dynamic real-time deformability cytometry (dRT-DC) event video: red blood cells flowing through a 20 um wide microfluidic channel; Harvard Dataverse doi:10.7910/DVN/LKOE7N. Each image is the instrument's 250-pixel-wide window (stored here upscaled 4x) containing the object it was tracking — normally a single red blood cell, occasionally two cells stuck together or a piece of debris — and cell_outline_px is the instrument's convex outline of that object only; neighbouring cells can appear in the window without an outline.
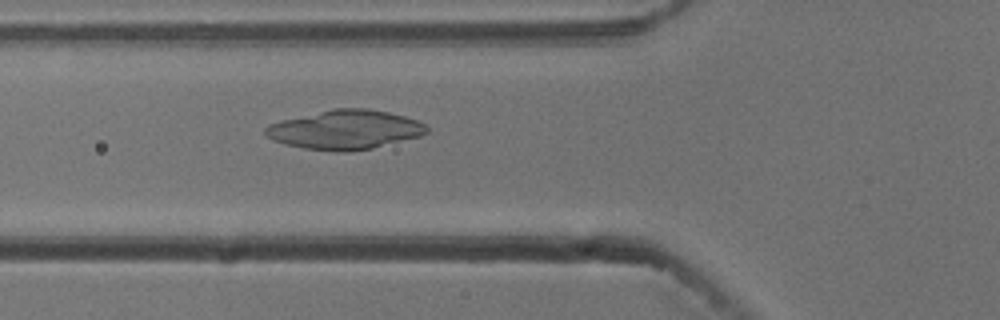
{"species": "common noctule bat (a hibernating species)", "species_latin": "Nyctalus noctula", "temperature_condition": "cold", "stored_images_in_passage": 40, "camera_frame_rate_fps": 3000, "um_per_image_px": 0.085, "animal": {"sex": "male", "body_mass_g": 13.3}, "frame": {"image": 1, "passage_image": 6, "time_ms": 1.667, "image_size_px": [1000, 320], "cell_outline_px": [[428, 132], [420, 136], [372, 148], [344, 152], [340, 152], [304, 148], [284, 144], [272, 140], [264, 132], [264, 128], [268, 124], [280, 120], [332, 108], [368, 108], [388, 112], [404, 116], [416, 120], [424, 124], [428, 128]], "centroid_in_image_um": [29.3, 11.01], "position_along_channel_um": 96.5, "area_um2": 36.88}}
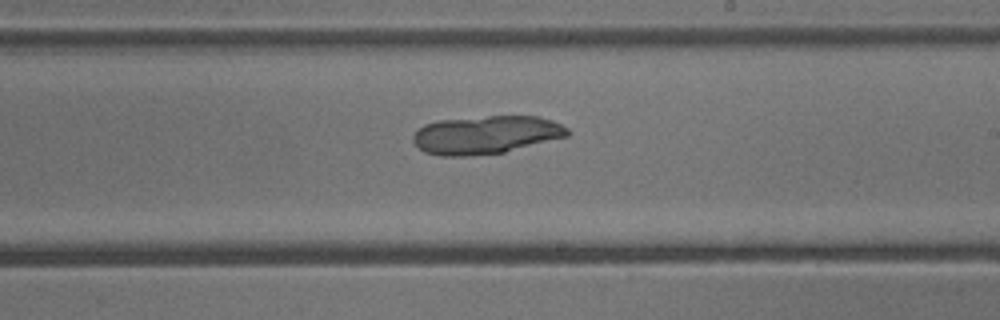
{"frame": {"image": 2, "passage_image": 18, "time_ms": 5.667, "image_size_px": [1000, 320], "cell_outline_px": [[572, 132], [568, 136], [504, 152], [464, 156], [440, 156], [424, 152], [412, 140], [412, 136], [424, 124], [440, 120], [488, 116], [536, 116], [552, 120], [568, 128]], "centroid_in_image_um": [41.32, 11.46], "position_along_channel_um": 247.7, "area_um2": 34.22}}
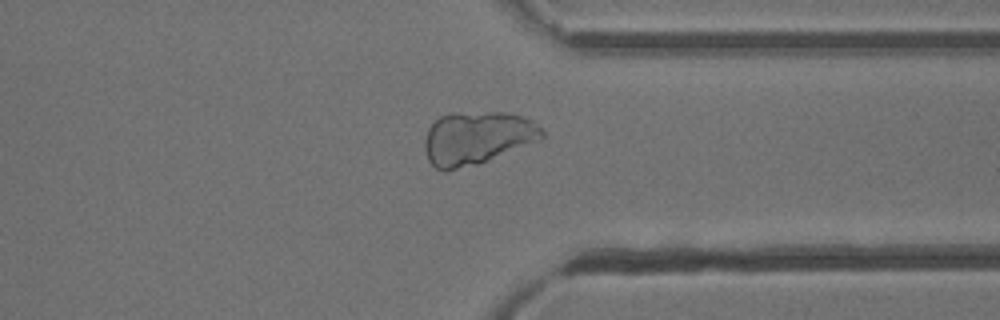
{"frame": {"image": 3, "passage_image": 28, "time_ms": 9.0, "image_size_px": [1000, 320], "cell_outline_px": [[544, 136], [540, 140], [480, 164], [444, 172], [440, 172], [428, 160], [424, 148], [424, 140], [428, 128], [440, 116], [452, 112], [512, 112], [524, 116], [532, 120], [544, 132]], "centroid_in_image_um": [40.54, 11.73], "position_along_channel_um": 370.9, "area_um2": 36.88}}